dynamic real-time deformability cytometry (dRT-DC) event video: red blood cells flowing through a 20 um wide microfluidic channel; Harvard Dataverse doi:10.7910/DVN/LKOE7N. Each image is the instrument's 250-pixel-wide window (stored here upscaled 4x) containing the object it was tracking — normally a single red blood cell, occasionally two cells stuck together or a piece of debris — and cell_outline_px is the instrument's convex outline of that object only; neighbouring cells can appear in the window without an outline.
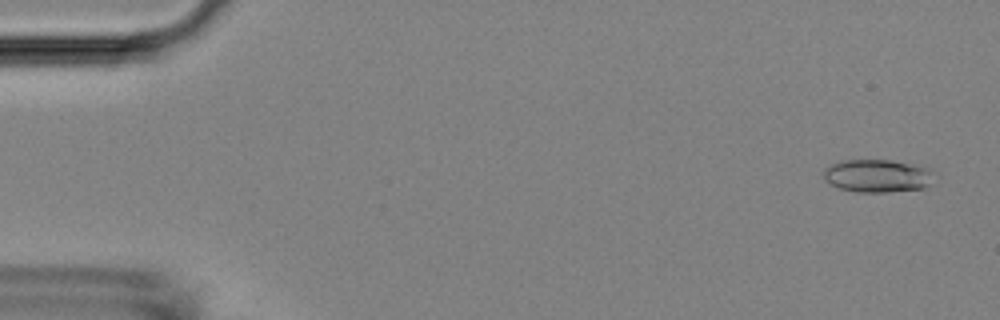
{"species": "Egyptian fruit bat (a non-hibernating species)", "species_latin": "Rousettus aegyptiacus", "temperature_condition": "room temperature", "stored_images_in_passage": 53, "camera_frame_rate_fps": 3000, "um_per_image_px": 0.085, "animal": {"sex": "female"}, "frame": {"image": 1, "passage_image": 3, "time_ms": 0.667, "image_size_px": [1000, 320], "cell_outline_px": [[932, 168], [928, 184], [924, 188], [888, 192], [856, 192], [840, 188], [824, 180], [824, 168], [840, 160], [892, 160]], "centroid_in_image_um": [74.54, 14.94], "position_along_channel_um": 10.5, "area_um2": 21.04}}
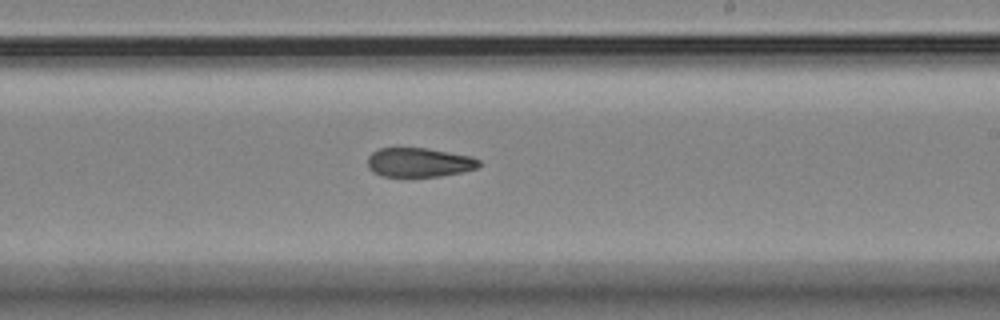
{"frame": {"image": 2, "passage_image": 32, "time_ms": 10.333, "image_size_px": [1000, 320], "cell_outline_px": [[484, 164], [476, 168], [464, 172], [440, 176], [412, 180], [380, 176], [372, 172], [368, 168], [368, 156], [372, 152], [380, 148], [428, 148], [472, 156], [480, 160]], "centroid_in_image_um": [35.62, 13.86], "position_along_channel_um": 253.4, "area_um2": 20.06}}
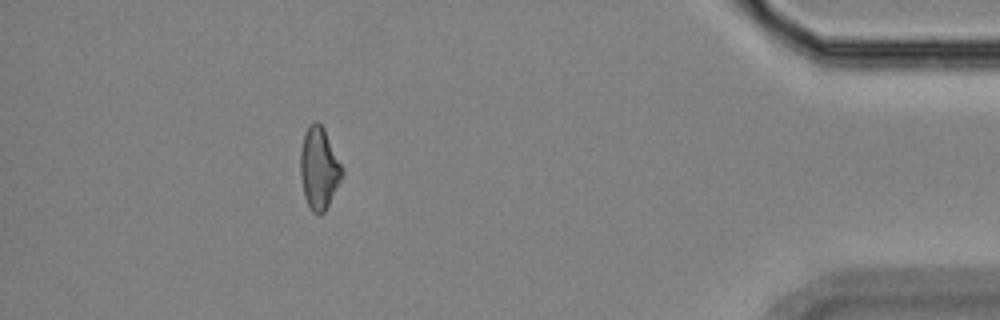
{"frame": {"image": 3, "passage_image": 48, "time_ms": 15.667, "image_size_px": [1000, 320], "cell_outline_px": [[344, 172], [324, 212], [320, 216], [316, 216], [308, 208], [304, 196], [300, 176], [300, 148], [304, 132], [308, 124], [312, 120], [316, 120], [324, 128]], "centroid_in_image_um": [27.07, 14.29], "position_along_channel_um": 408.1, "area_um2": 20.06}, "authors_computed_cell_mechanics": {"area_um2": 20.0566, "velocity_mm_per_s": 3.815, "shape_relaxation_time_tau1_ms": null, "shape_relaxation_time_tau2_ms": 9.4594, "deformation_change_tau1": null, "deformation_change_tau2": 0.1953}}